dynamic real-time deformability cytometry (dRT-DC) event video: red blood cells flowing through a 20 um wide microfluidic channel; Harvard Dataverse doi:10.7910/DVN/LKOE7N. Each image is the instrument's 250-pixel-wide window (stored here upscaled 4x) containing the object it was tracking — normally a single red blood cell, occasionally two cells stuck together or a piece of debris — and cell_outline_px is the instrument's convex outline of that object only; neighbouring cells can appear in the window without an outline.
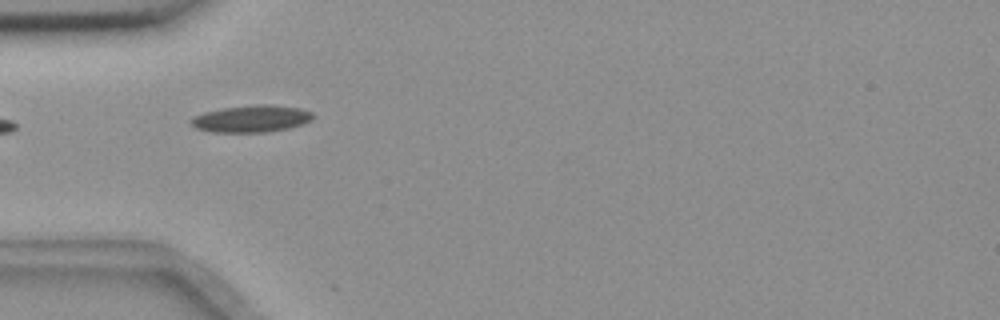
{"species": "common noctule bat (a hibernating species)", "species_latin": "Nyctalus noctula", "temperature_condition": "room temperature", "stored_images_in_passage": 5, "camera_frame_rate_fps": 3000, "um_per_image_px": 0.085, "animal": {"sex": "female", "body_mass_g": 18.4}, "frame": {"image": 1, "passage_image": 1, "time_ms": 0.0, "image_size_px": [1000, 320], "cell_outline_px": [[316, 116], [312, 120], [304, 124], [288, 128], [268, 132], [212, 132], [196, 128], [188, 120], [204, 112], [224, 108], [260, 104], [300, 108], [312, 112]], "centroid_in_image_um": [21.41, 10.1], "position_along_channel_um": 63.6, "area_um2": 19.07}}